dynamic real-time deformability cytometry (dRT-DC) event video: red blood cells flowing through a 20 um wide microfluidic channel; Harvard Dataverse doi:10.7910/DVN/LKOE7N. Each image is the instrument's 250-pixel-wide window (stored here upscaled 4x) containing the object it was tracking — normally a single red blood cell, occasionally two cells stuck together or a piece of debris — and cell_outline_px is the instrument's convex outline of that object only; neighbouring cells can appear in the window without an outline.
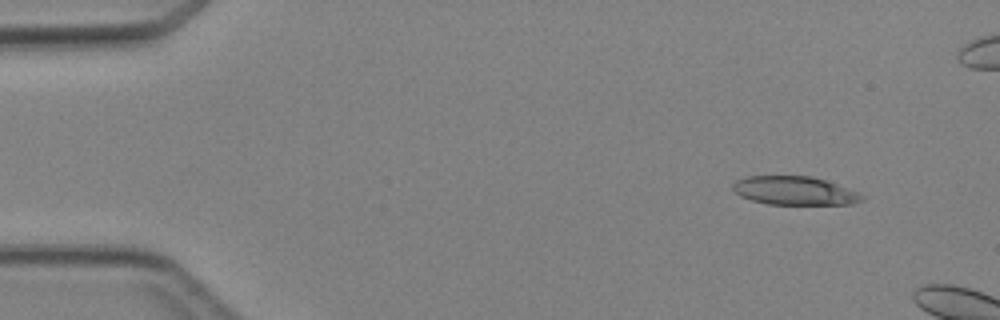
{"species": "Egyptian fruit bat (a non-hibernating species)", "species_latin": "Rousettus aegyptiacus", "temperature_condition": "cold", "stored_images_in_passage": 3, "camera_frame_rate_fps": 3000, "um_per_image_px": 0.085, "animal": {"sex": "female"}, "frame": {"image": 1, "passage_image": 2, "time_ms": 1.0, "image_size_px": [1000, 320], "cell_outline_px": [[864, 200], [852, 204], [768, 204], [752, 200], [740, 196], [732, 192], [732, 184], [736, 180], [748, 176], [812, 176], [836, 184], [856, 192], [864, 196]], "centroid_in_image_um": [67.48, 16.21], "position_along_channel_um": 17.5, "area_um2": 21.39}}